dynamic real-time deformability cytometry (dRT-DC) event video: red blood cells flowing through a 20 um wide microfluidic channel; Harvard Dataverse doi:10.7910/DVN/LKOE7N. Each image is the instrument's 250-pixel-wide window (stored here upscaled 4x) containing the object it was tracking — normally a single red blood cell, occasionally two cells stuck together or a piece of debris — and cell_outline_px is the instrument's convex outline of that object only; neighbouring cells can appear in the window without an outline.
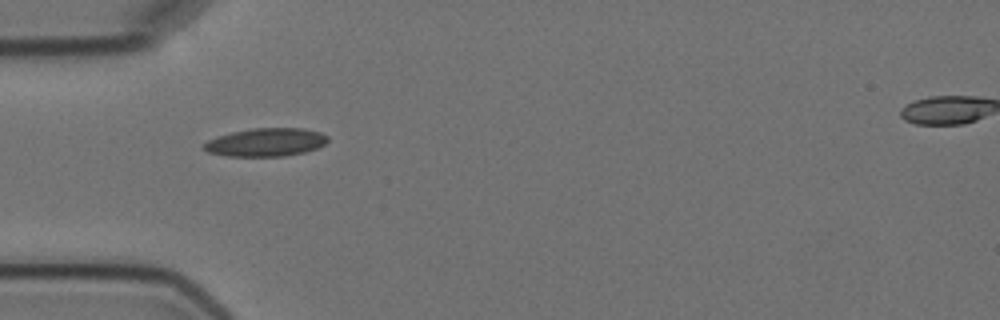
{"species": "Egyptian fruit bat (a non-hibernating species)", "species_latin": "Rousettus aegyptiacus", "temperature_condition": "cold", "stored_images_in_passage": 2, "camera_frame_rate_fps": 3000, "um_per_image_px": 0.085, "animal": {"sex": "female"}, "frame": {"image": 1, "passage_image": 1, "time_ms": 0.0, "image_size_px": [1000, 320], "cell_outline_px": [[328, 140], [324, 144], [316, 148], [304, 152], [284, 156], [228, 156], [208, 152], [204, 148], [204, 144], [208, 140], [216, 136], [232, 132], [252, 128], [304, 128], [320, 132], [328, 136]], "centroid_in_image_um": [22.61, 12.08], "position_along_channel_um": 62.4, "area_um2": 20.29}}
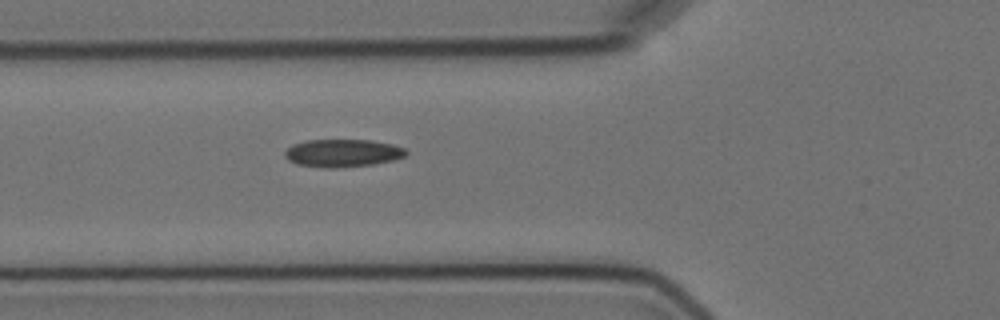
{"frame": {"image": 2, "passage_image": 2, "time_ms": 1.0, "image_size_px": [1000, 320], "cell_outline_px": [[408, 152], [404, 156], [392, 160], [372, 164], [336, 168], [296, 164], [288, 160], [284, 156], [284, 152], [292, 144], [308, 140], [372, 140], [392, 144], [404, 148]], "centroid_in_image_um": [29.11, 13.0], "position_along_channel_um": 96.7, "area_um2": 19.42}}